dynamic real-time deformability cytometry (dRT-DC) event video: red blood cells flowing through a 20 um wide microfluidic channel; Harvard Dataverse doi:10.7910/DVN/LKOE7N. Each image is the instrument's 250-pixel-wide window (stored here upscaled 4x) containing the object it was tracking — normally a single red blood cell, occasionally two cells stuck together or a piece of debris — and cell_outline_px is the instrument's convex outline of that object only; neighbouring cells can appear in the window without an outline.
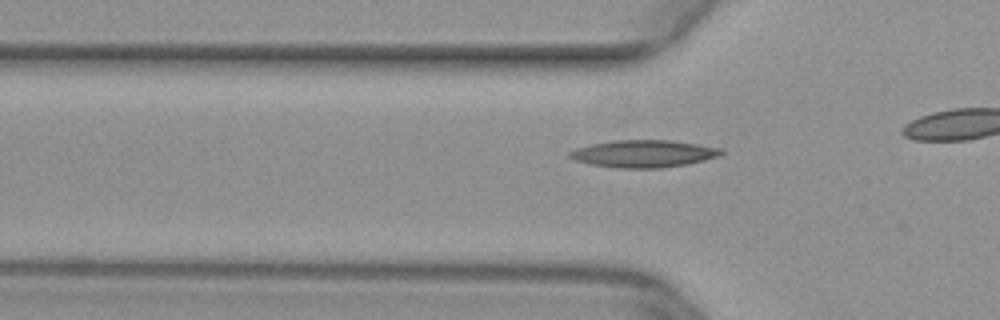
{"species": "common noctule bat (a hibernating species)", "species_latin": "Nyctalus noctula", "temperature_condition": "warm", "stored_images_in_passage": 17, "camera_frame_rate_fps": 3000, "um_per_image_px": 0.085, "animal": {"sex": "female", "body_mass_g": 29.2, "forearm_length_mm": 56.3}, "frame": {"image": 1, "passage_image": 6, "time_ms": 1.667, "image_size_px": [1000, 320], "cell_outline_px": [[724, 152], [720, 156], [704, 160], [684, 164], [660, 168], [616, 168], [592, 164], [576, 160], [568, 156], [568, 152], [576, 148], [592, 144], [612, 140], [672, 140], [720, 148]], "centroid_in_image_um": [54.7, 13.06], "position_along_channel_um": 71.1, "area_um2": 23.93}}
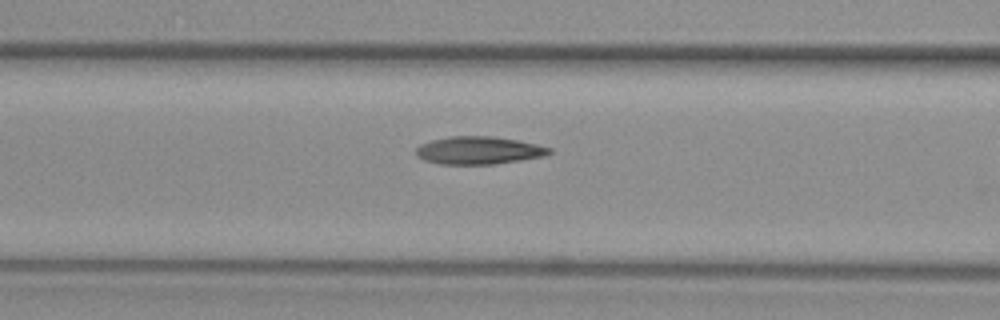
{"frame": {"image": 2, "passage_image": 10, "time_ms": 3.0, "image_size_px": [1000, 320], "cell_outline_px": [[552, 152], [544, 156], [496, 164], [440, 164], [424, 160], [416, 156], [416, 148], [420, 144], [432, 140], [452, 136], [492, 136], [516, 140], [536, 144], [552, 148]], "centroid_in_image_um": [40.68, 12.78], "position_along_channel_um": 125.9, "area_um2": 21.5}}